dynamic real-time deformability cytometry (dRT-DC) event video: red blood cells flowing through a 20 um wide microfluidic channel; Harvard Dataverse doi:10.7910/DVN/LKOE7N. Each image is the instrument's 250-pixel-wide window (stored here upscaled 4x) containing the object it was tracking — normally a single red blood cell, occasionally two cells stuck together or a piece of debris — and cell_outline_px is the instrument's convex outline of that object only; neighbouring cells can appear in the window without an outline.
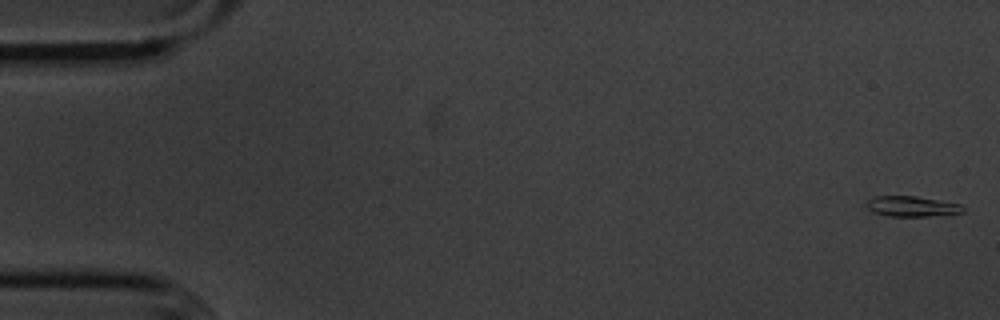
{"species": "common noctule bat (a hibernating species)", "species_latin": "Nyctalus noctula", "temperature_condition": "cold", "stored_images_in_passage": 55, "camera_frame_rate_fps": 3000, "um_per_image_px": 0.085, "animal": {"sex": "male", "body_mass_g": 20.1, "forearm_length_mm": 53.5}, "frame": {"image": 1, "passage_image": 1, "time_ms": 0.0, "image_size_px": [1000, 320], "cell_outline_px": [[964, 212], [928, 216], [888, 216], [872, 212], [864, 204], [872, 196], [916, 196], [960, 204], [964, 208]], "centroid_in_image_um": [77.45, 17.53], "position_along_channel_um": 7.6, "area_um2": 11.44}}
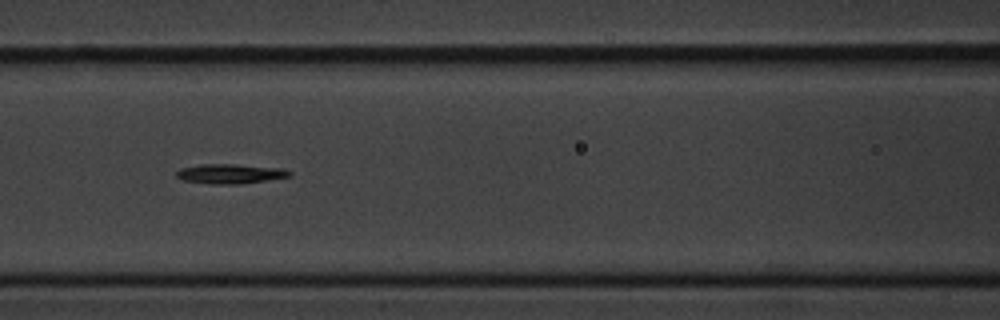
{"frame": {"image": 2, "passage_image": 24, "time_ms": 7.667, "image_size_px": [1000, 320], "cell_outline_px": [[292, 176], [240, 184], [212, 184], [184, 180], [176, 176], [176, 172], [180, 168], [200, 164], [232, 164], [284, 168], [292, 172]], "centroid_in_image_um": [19.59, 14.76], "position_along_channel_um": 147.0, "area_um2": 12.95}}
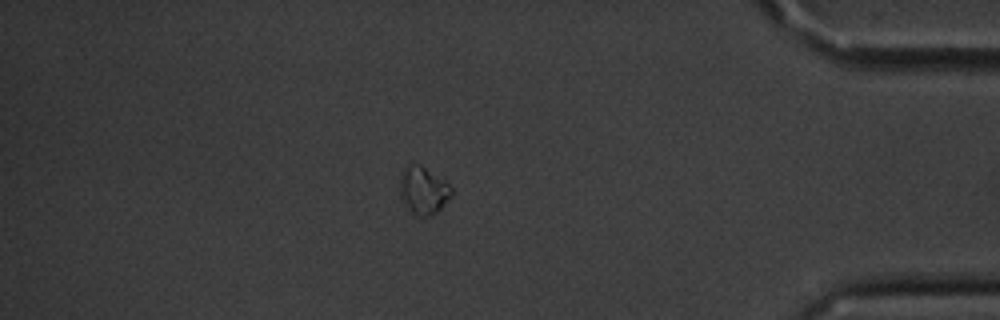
{"frame": {"image": 3, "passage_image": 48, "time_ms": 15.667, "image_size_px": [1000, 320], "cell_outline_px": [[452, 196], [436, 212], [428, 216], [424, 216], [412, 212], [404, 204], [400, 196], [400, 172], [404, 164], [420, 164], [444, 180], [452, 188]], "centroid_in_image_um": [35.95, 16.14], "position_along_channel_um": 399.2, "area_um2": 14.28}}